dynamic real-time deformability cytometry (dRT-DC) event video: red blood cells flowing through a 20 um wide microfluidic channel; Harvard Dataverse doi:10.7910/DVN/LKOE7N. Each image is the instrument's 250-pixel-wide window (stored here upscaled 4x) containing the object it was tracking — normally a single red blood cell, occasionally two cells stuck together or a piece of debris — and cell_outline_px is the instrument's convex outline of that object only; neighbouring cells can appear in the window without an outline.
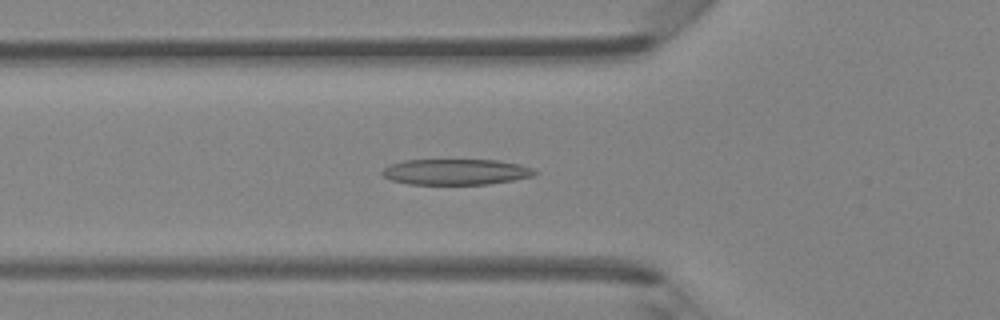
{"species": "Egyptian fruit bat (a non-hibernating species)", "species_latin": "Rousettus aegyptiacus", "temperature_condition": "room temperature", "stored_images_in_passage": 36, "camera_frame_rate_fps": 3000, "um_per_image_px": 0.085, "animal": {"sex": "female"}, "frame": {"image": 1, "passage_image": 4, "time_ms": 1.0, "image_size_px": [1000, 320], "cell_outline_px": [[540, 172], [532, 176], [512, 180], [488, 184], [408, 184], [392, 180], [384, 176], [380, 172], [388, 164], [404, 160], [496, 160], [520, 164], [532, 168]], "centroid_in_image_um": [38.74, 14.6], "position_along_channel_um": 87.1, "area_um2": 22.95}}
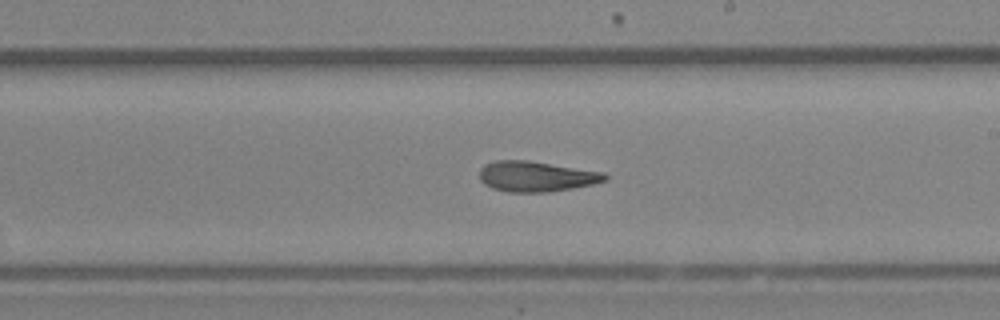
{"frame": {"image": 2, "passage_image": 15, "time_ms": 4.667, "image_size_px": [1000, 320], "cell_outline_px": [[608, 180], [592, 184], [572, 188], [548, 192], [508, 192], [492, 188], [484, 184], [480, 180], [480, 168], [484, 164], [496, 160], [528, 160], [604, 172], [608, 176]], "centroid_in_image_um": [45.57, 14.99], "position_along_channel_um": 243.4, "area_um2": 22.31}}
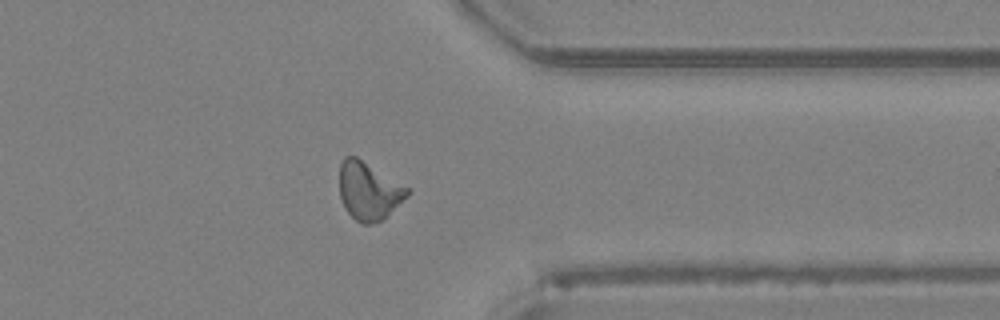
{"frame": {"image": 3, "passage_image": 25, "time_ms": 8.0, "image_size_px": [1000, 320], "cell_outline_px": [[408, 196], [380, 220], [372, 224], [360, 224], [344, 208], [340, 196], [340, 164], [344, 156], [356, 156], [408, 188]], "centroid_in_image_um": [31.3, 16.23], "position_along_channel_um": 380.1, "area_um2": 22.37}, "authors_computed_cell_mechanics": {"area_um2": 22.2819, "velocity_mm_per_s": 4.2813, "shape_relaxation_time_tau1_ms": 5.1847, "shape_relaxation_time_tau2_ms": 3.8154, "deformation_change_tau1": 0.2025, "deformation_change_tau2": 0.1422}}